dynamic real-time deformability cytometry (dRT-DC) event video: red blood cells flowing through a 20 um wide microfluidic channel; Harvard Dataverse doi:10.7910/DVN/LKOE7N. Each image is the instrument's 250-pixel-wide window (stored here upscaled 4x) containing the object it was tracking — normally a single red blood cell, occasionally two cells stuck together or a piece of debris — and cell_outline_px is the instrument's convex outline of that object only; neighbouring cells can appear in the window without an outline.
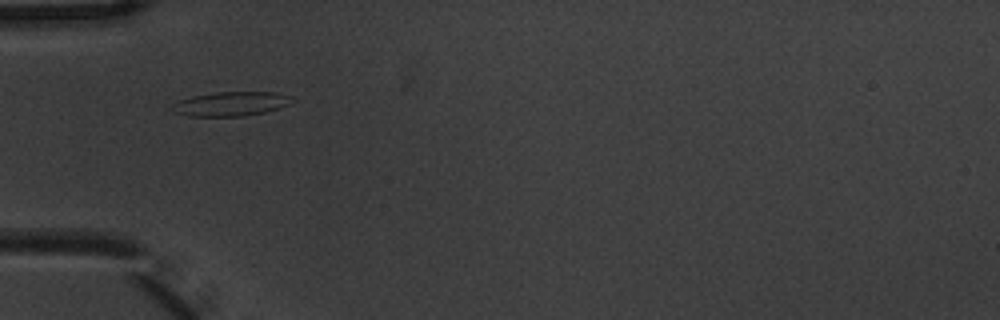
{"species": "common noctule bat (a hibernating species)", "species_latin": "Nyctalus noctula", "temperature_condition": "warm", "stored_images_in_passage": 2, "camera_frame_rate_fps": 3000, "um_per_image_px": 0.085, "animal": {"sex": "male", "body_mass_g": 20.1, "forearm_length_mm": 53.5}, "frame": {"image": 1, "passage_image": 1, "time_ms": 0.0, "image_size_px": [1000, 320], "cell_outline_px": [[292, 96], [288, 104], [280, 108], [264, 112], [244, 116], [188, 116], [172, 112], [168, 108], [172, 104], [180, 100], [192, 96], [216, 92], [276, 92]], "centroid_in_image_um": [19.56, 8.83], "position_along_channel_um": 65.4, "area_um2": 16.99}}
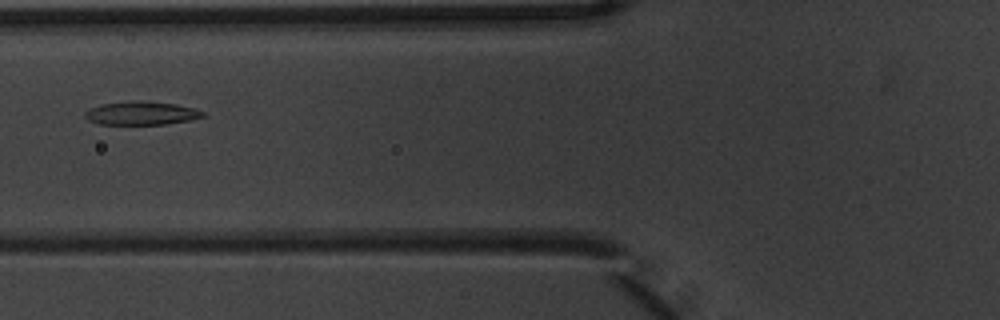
{"frame": {"image": 2, "passage_image": 2, "time_ms": 0.333, "image_size_px": [1000, 320], "cell_outline_px": [[204, 116], [188, 120], [164, 124], [100, 124], [88, 120], [84, 116], [84, 112], [88, 108], [100, 104], [132, 100], [144, 100], [176, 104], [196, 108], [204, 112]], "centroid_in_image_um": [11.97, 9.6], "position_along_channel_um": 113.8, "area_um2": 16.24}}